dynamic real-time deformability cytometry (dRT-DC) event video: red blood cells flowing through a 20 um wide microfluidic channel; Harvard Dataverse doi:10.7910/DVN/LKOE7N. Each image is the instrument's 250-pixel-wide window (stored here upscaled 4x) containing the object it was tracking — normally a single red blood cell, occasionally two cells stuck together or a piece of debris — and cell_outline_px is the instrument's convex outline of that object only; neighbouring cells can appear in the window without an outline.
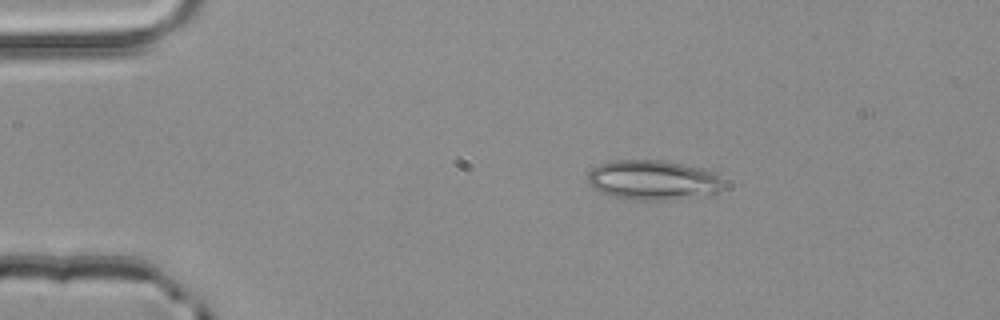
{"species": "common noctule bat (a hibernating species)", "species_latin": "Nyctalus noctula", "temperature_condition": "room temperature", "stored_images_in_passage": 3, "camera_frame_rate_fps": 3000, "um_per_image_px": 0.085, "animal": {"sex": "male", "body_mass_g": 20.4}, "frame": {"image": 1, "passage_image": 2, "time_ms": 0.333, "image_size_px": [1000, 320], "cell_outline_px": [[720, 188], [716, 192], [668, 200], [624, 200], [600, 192], [592, 188], [588, 184], [588, 172], [592, 168], [600, 164], [612, 160], [664, 160], [704, 168], [712, 172], [720, 180]], "centroid_in_image_um": [55.39, 15.3], "position_along_channel_um": 29.6, "area_um2": 31.33}}